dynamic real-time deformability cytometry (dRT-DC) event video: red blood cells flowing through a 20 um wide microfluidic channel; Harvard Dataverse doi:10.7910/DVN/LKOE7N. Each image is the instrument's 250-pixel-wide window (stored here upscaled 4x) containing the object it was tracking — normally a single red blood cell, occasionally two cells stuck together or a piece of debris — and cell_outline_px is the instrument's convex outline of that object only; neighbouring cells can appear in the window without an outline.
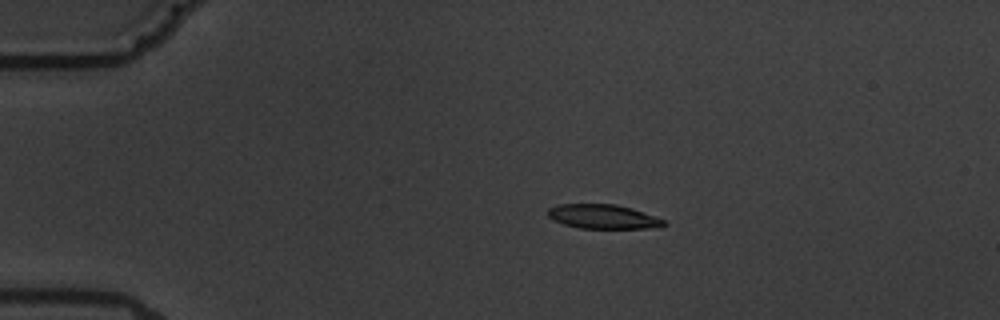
{"species": "common noctule bat (a hibernating species)", "species_latin": "Nyctalus noctula", "temperature_condition": "warm", "stored_images_in_passage": 6, "camera_frame_rate_fps": 3000, "um_per_image_px": 0.085, "animal": {"sex": "male", "body_mass_g": 19.5, "forearm_length_mm": 54.6}, "frame": {"image": 1, "passage_image": 4, "time_ms": 3.667, "image_size_px": [1000, 320], "cell_outline_px": [[668, 224], [660, 228], [580, 228], [564, 224], [552, 220], [548, 216], [548, 208], [560, 204], [616, 204], [632, 208], [664, 220]], "centroid_in_image_um": [51.27, 18.41], "position_along_channel_um": 33.7, "area_um2": 16.42}}
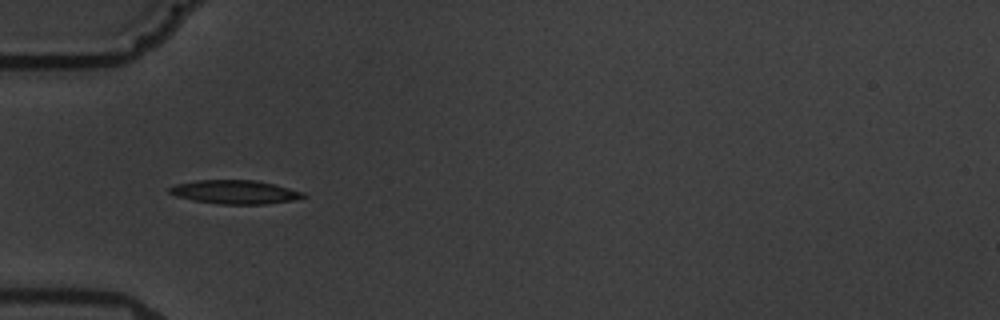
{"frame": {"image": 2, "passage_image": 6, "time_ms": 6.0, "image_size_px": [1000, 320], "cell_outline_px": [[308, 196], [296, 200], [268, 204], [216, 204], [192, 200], [176, 196], [168, 192], [168, 188], [176, 184], [196, 180], [256, 180], [276, 184], [304, 192]], "centroid_in_image_um": [20.01, 16.32], "position_along_channel_um": 65.0, "area_um2": 18.79}}